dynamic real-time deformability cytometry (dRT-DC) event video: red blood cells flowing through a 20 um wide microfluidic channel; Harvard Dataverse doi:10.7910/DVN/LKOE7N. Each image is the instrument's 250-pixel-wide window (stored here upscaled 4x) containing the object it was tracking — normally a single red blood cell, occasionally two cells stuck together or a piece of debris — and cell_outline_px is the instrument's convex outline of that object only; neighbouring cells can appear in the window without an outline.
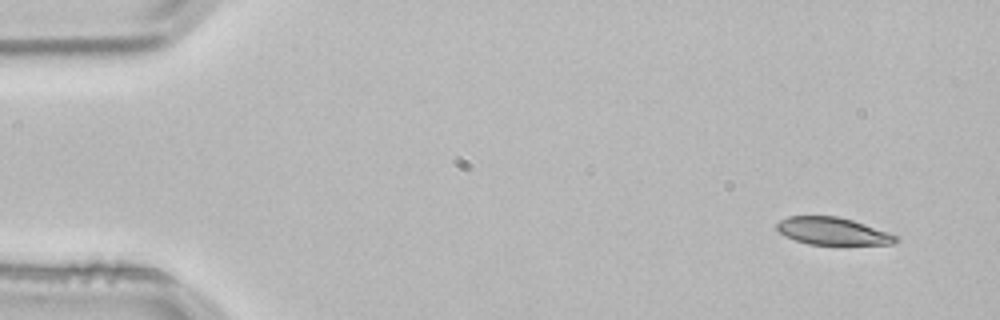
{"species": "common noctule bat (a hibernating species)", "species_latin": "Nyctalus noctula", "temperature_condition": "room temperature", "stored_images_in_passage": 4, "segment_of_instrument_passage": [1, 2], "camera_frame_rate_fps": 3000, "um_per_image_px": 0.085, "animal": {"sex": "male", "body_mass_g": 21.5, "forearm_length_mm": 52.0}, "frame": {"image": 1, "passage_image": 1, "time_ms": 0.0, "image_size_px": [1000, 320], "cell_outline_px": [[900, 240], [892, 244], [808, 244], [784, 236], [776, 228], [776, 224], [780, 220], [788, 216], [836, 216], [852, 220], [888, 232], [896, 236]], "centroid_in_image_um": [70.75, 19.64], "position_along_channel_um": 14.3, "area_um2": 18.79}}
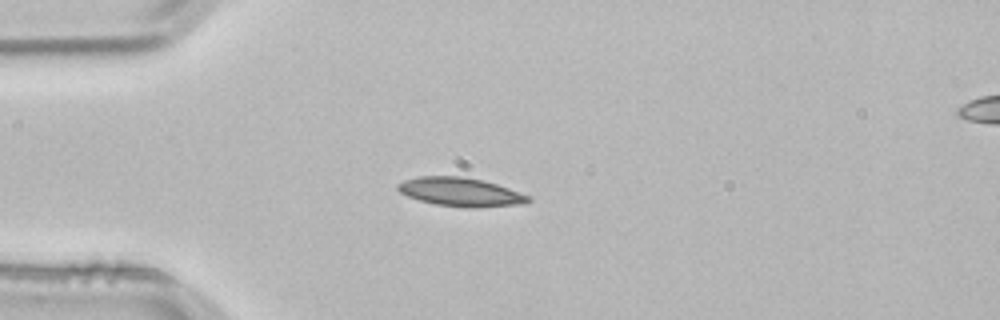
{"frame": {"image": 2, "passage_image": 3, "time_ms": 0.667, "image_size_px": [1000, 320], "cell_outline_px": [[532, 200], [524, 204], [480, 208], [468, 208], [436, 204], [420, 200], [408, 196], [400, 192], [396, 188], [396, 184], [404, 180], [420, 176], [460, 176], [484, 180], [532, 196]], "centroid_in_image_um": [39.19, 16.32], "position_along_channel_um": 45.8, "area_um2": 22.02}}